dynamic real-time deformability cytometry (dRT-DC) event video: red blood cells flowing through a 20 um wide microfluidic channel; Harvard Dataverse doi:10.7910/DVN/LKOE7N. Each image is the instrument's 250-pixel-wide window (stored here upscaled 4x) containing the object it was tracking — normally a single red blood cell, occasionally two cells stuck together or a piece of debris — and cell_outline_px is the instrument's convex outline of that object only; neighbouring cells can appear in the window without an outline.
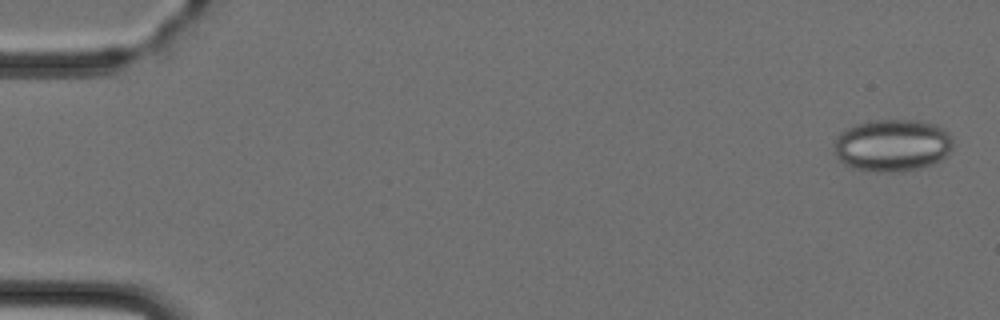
{"species": "Egyptian fruit bat (a non-hibernating species)", "species_latin": "Rousettus aegyptiacus", "temperature_condition": "cold", "stored_images_in_passage": 5, "camera_frame_rate_fps": 3000, "um_per_image_px": 0.085, "animal": {"sex": "female"}, "frame": {"image": 1, "passage_image": 5, "time_ms": 5.0, "image_size_px": [1000, 320], "cell_outline_px": [[952, 148], [940, 160], [932, 164], [920, 168], [896, 172], [872, 172], [852, 168], [844, 164], [836, 156], [836, 136], [840, 132], [856, 124], [872, 120], [916, 120], [936, 124], [948, 132], [952, 140]], "centroid_in_image_um": [75.84, 12.35], "position_along_channel_um": 9.2, "area_um2": 36.24}}